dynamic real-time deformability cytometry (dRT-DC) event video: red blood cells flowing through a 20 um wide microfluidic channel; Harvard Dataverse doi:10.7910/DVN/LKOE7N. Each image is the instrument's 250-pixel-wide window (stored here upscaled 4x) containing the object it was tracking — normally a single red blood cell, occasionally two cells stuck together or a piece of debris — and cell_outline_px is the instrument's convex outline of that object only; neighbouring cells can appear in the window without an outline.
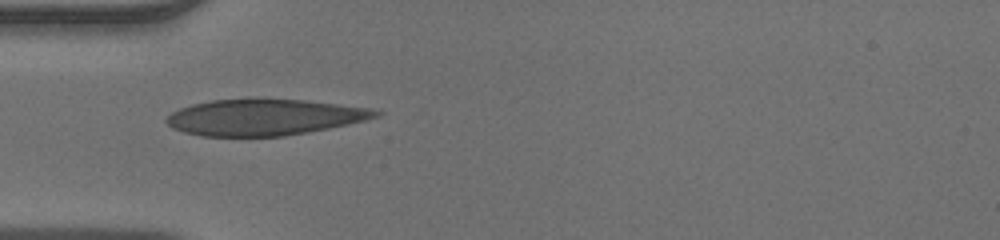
{"species": "human", "species_latin": "Homo sapiens", "temperature_condition": "warm", "stored_images_in_passage": 34, "camera_frame_rate_fps": 3000, "um_per_image_px": 0.085, "donor": {"sex": "male"}, "frame": {"image": 1, "passage_image": 1, "time_ms": 0.0, "image_size_px": [1000, 240], "cell_outline_px": [[384, 112], [380, 116], [368, 120], [308, 132], [284, 136], [200, 136], [184, 132], [172, 128], [164, 120], [172, 112], [180, 108], [192, 104], [212, 100], [256, 96], [304, 100], [372, 108]], "centroid_in_image_um": [22.48, 9.93], "position_along_channel_um": 62.5, "area_um2": 45.08}}
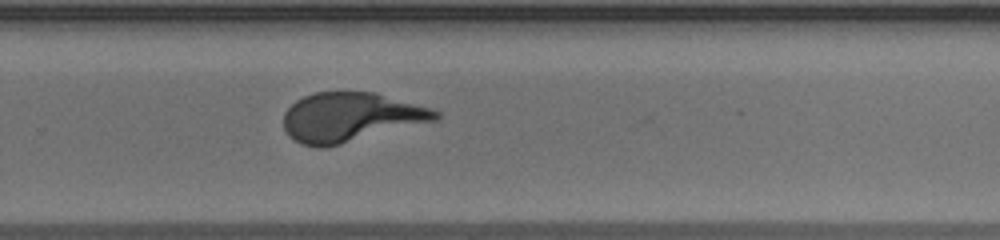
{"frame": {"image": 2, "passage_image": 18, "time_ms": 5.667, "image_size_px": [1000, 240], "cell_outline_px": [[440, 116], [436, 120], [324, 148], [316, 148], [300, 144], [292, 140], [288, 136], [284, 128], [284, 112], [296, 100], [304, 96], [316, 92], [376, 92], [432, 108], [440, 112]], "centroid_in_image_um": [29.77, 9.96], "position_along_channel_um": 300.0, "area_um2": 43.58}}
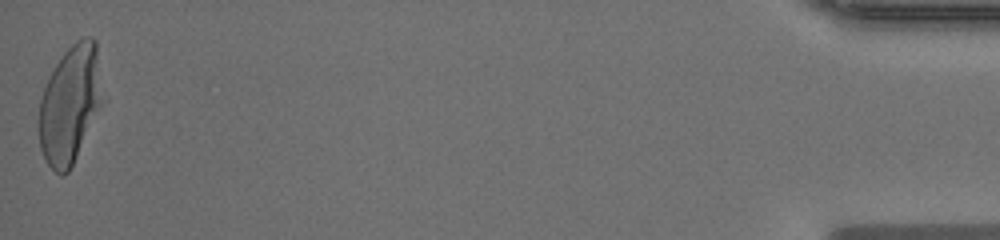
{"frame": {"image": 3, "passage_image": 34, "time_ms": 11.0, "image_size_px": [1000, 240], "cell_outline_px": [[104, 100], [68, 172], [60, 176], [48, 164], [40, 148], [40, 96], [56, 64], [64, 52], [76, 40], [84, 36], [92, 36], [96, 40]], "centroid_in_image_um": [5.98, 8.82], "position_along_channel_um": 429.2, "area_um2": 43.18}}